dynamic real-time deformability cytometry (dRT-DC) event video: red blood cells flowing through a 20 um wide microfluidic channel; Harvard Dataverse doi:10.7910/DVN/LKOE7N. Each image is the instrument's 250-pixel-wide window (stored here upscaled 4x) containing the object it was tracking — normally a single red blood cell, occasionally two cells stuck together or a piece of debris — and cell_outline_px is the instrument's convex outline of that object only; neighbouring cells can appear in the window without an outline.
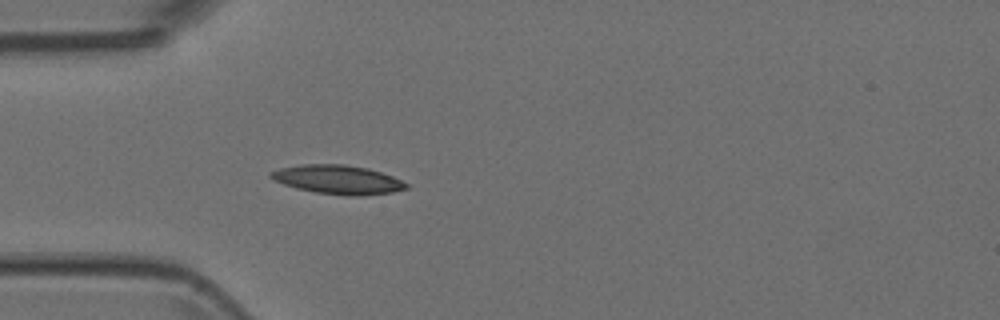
{"species": "Egyptian fruit bat (a non-hibernating species)", "species_latin": "Rousettus aegyptiacus", "temperature_condition": "room temperature", "stored_images_in_passage": 1, "camera_frame_rate_fps": 3000, "um_per_image_px": 0.085, "animal": {"sex": "female"}, "frame": {"image": 1, "passage_image": 1, "time_ms": 0.0, "image_size_px": [1000, 320], "cell_outline_px": [[408, 188], [392, 192], [360, 196], [348, 196], [316, 192], [296, 188], [284, 184], [268, 176], [268, 172], [280, 168], [300, 164], [344, 164], [368, 168], [392, 176], [408, 184]], "centroid_in_image_um": [28.7, 15.26], "position_along_channel_um": 56.3, "area_um2": 22.77}}